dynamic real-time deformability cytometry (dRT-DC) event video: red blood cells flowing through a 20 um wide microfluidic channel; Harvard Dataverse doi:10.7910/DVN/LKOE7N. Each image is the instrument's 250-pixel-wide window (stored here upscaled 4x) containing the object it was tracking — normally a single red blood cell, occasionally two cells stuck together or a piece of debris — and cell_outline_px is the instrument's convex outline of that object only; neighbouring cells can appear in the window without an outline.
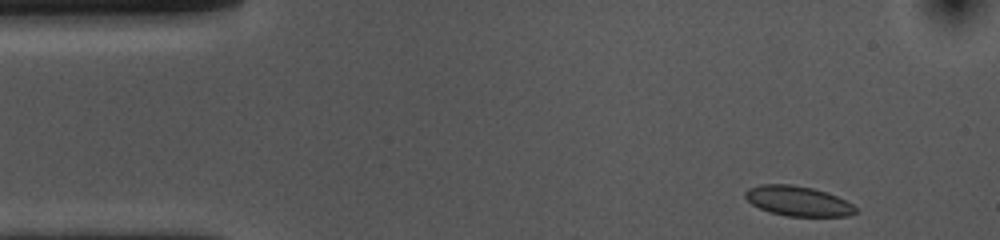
{"species": "common noctule bat (a hibernating species)", "species_latin": "Nyctalus noctula", "temperature_condition": "cold", "stored_images_in_passage": 51, "camera_frame_rate_fps": 3000, "um_per_image_px": 0.085, "animal": {"sex": "female", "body_mass_g": 10.0, "forearm_length_mm": 53.1}, "frame": {"image": 1, "passage_image": 1, "time_ms": 0.0, "image_size_px": [1000, 240], "cell_outline_px": [[856, 212], [848, 216], [788, 216], [768, 212], [752, 204], [744, 196], [744, 192], [748, 188], [760, 184], [792, 184], [812, 188], [836, 196], [852, 204], [856, 208]], "centroid_in_image_um": [67.78, 17.08], "position_along_channel_um": 17.2, "area_um2": 19.13}}
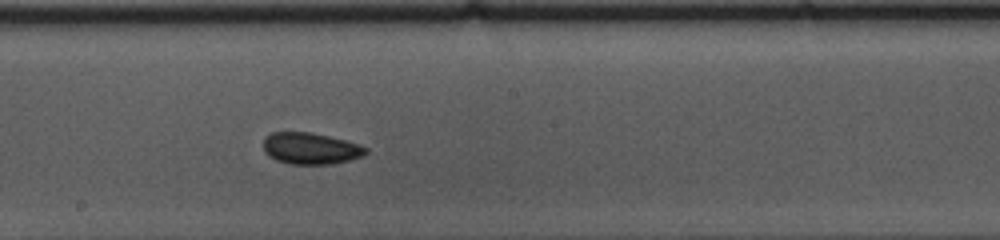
{"frame": {"image": 2, "passage_image": 24, "time_ms": 7.667, "image_size_px": [1000, 240], "cell_outline_px": [[368, 152], [364, 156], [332, 164], [288, 164], [276, 160], [268, 156], [264, 152], [264, 136], [272, 132], [308, 132], [328, 136], [360, 144], [368, 148]], "centroid_in_image_um": [26.39, 12.62], "position_along_channel_um": 221.8, "area_um2": 18.96}}
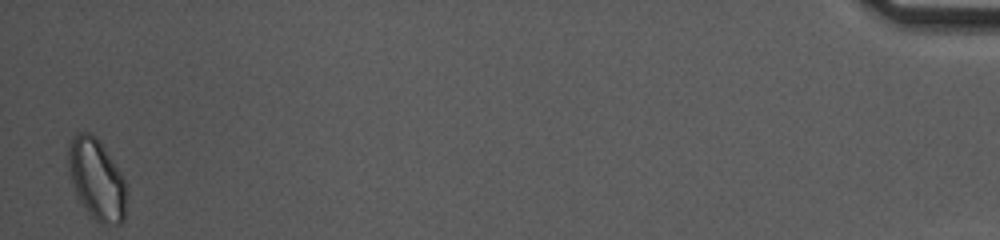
{"frame": {"image": 3, "passage_image": 49, "time_ms": 16.0, "image_size_px": [1000, 240], "cell_outline_px": [[128, 188], [124, 220], [120, 224], [100, 224], [88, 212], [80, 200], [76, 192], [68, 168], [68, 140], [72, 136], [80, 132], [88, 132], [96, 136], [100, 140], [124, 176], [128, 184]], "centroid_in_image_um": [8.26, 15.21], "position_along_channel_um": 426.9, "area_um2": 27.86}, "authors_computed_cell_mechanics": {"area_um2": 19.3052, "velocity_mm_per_s": 3.6284, "shape_relaxation_time_tau1_ms": 4.2317, "shape_relaxation_time_tau2_ms": 4.4383, "deformation_change_tau1": 0.0575, "deformation_change_tau2": 0.0695}}